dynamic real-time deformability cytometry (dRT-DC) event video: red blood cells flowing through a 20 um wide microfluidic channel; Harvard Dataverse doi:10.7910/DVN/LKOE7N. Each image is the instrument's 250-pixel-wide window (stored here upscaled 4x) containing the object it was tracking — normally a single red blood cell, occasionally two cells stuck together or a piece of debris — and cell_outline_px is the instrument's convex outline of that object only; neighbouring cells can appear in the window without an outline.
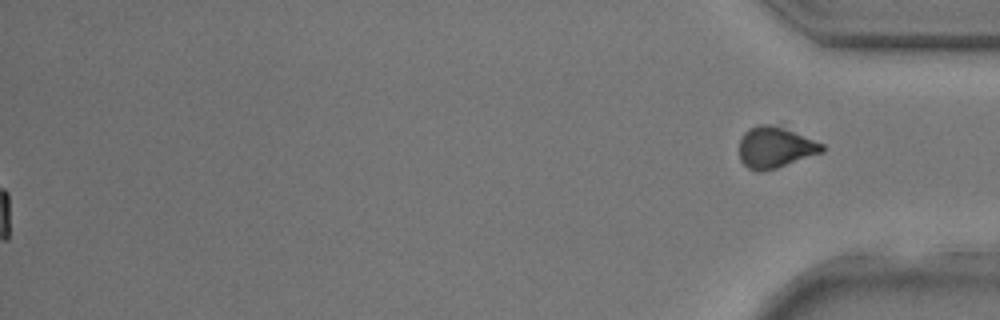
{"species": "common noctule bat (a hibernating species)", "species_latin": "Nyctalus noctula", "temperature_condition": "room temperature", "stored_images_in_passage": 39, "segment_of_instrument_passage": [2, 2], "camera_frame_rate_fps": 3000, "um_per_image_px": 0.085, "animal": {"sex": "male", "body_mass_g": 17.9, "forearm_length_mm": 54.2}, "frame": {"image": 1, "passage_image": 39, "time_ms": 12.667, "image_size_px": [1000, 320], "cell_outline_px": [[824, 152], [776, 168], [760, 172], [756, 172], [748, 168], [740, 160], [740, 140], [744, 132], [748, 128], [756, 124], [768, 124], [784, 128], [824, 144]], "centroid_in_image_um": [65.87, 12.53], "position_along_channel_um": 369.3, "area_um2": 19.83}}